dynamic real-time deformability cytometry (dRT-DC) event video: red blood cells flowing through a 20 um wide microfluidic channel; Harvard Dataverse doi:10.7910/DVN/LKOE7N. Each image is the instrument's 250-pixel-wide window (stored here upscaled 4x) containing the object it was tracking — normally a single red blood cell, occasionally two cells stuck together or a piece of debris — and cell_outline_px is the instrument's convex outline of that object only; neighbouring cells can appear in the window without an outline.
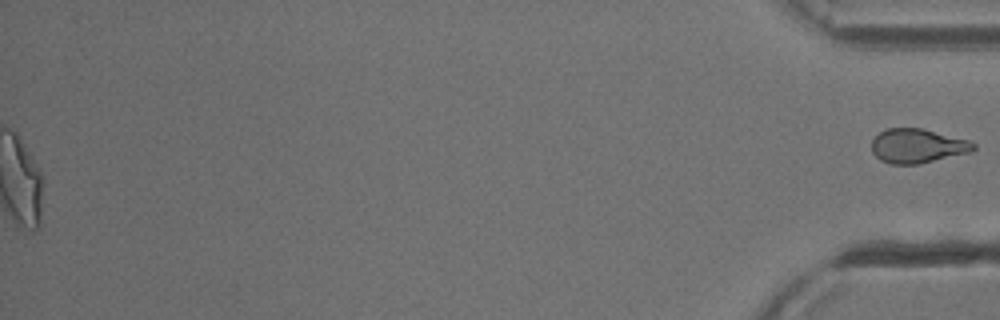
{"species": "common noctule bat (a hibernating species)", "species_latin": "Nyctalus noctula", "temperature_condition": "cold", "stored_images_in_passage": 54, "segment_of_instrument_passage": [2, 2], "camera_frame_rate_fps": 3000, "um_per_image_px": 0.085, "animal": {"sex": "male", "body_mass_g": 13.3}, "frame": {"image": 1, "passage_image": 54, "time_ms": 17.667, "image_size_px": [1000, 320], "cell_outline_px": [[976, 148], [972, 152], [920, 164], [892, 164], [880, 160], [872, 152], [872, 140], [880, 132], [888, 128], [924, 128], [972, 140], [976, 144]], "centroid_in_image_um": [78.05, 12.4], "position_along_channel_um": 357.2, "area_um2": 20.69}}